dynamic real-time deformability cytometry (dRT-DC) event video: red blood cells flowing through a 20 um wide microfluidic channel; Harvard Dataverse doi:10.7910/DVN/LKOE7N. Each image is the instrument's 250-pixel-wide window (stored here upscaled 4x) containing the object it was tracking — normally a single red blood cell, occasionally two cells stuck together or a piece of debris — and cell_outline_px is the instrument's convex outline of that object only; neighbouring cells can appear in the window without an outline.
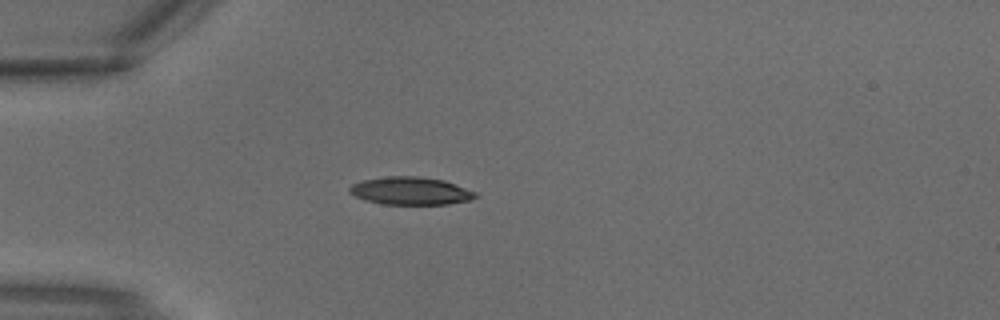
{"species": "common noctule bat (a hibernating species)", "species_latin": "Nyctalus noctula", "temperature_condition": "warm", "stored_images_in_passage": 3, "camera_frame_rate_fps": 3000, "um_per_image_px": 0.085, "animal": {"sex": "male", "body_mass_g": 18.8}, "frame": {"image": 1, "passage_image": 3, "time_ms": 0.667, "image_size_px": [1000, 320], "cell_outline_px": [[476, 196], [468, 200], [448, 204], [384, 204], [364, 200], [348, 192], [348, 188], [352, 184], [360, 180], [388, 176], [416, 176], [444, 180], [476, 192]], "centroid_in_image_um": [34.84, 16.22], "position_along_channel_um": 50.2, "area_um2": 20.29}}